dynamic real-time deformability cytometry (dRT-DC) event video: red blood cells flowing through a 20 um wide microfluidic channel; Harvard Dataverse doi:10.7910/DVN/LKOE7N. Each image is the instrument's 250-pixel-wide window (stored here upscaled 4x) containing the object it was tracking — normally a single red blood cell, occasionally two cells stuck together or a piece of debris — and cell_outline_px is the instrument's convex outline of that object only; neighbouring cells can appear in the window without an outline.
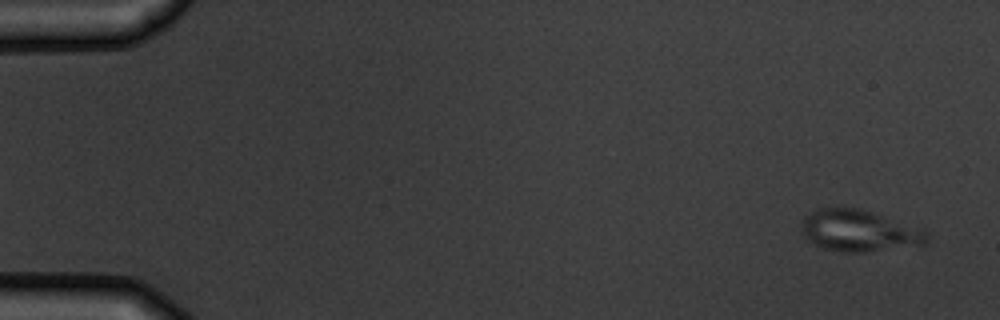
{"species": "common noctule bat (a hibernating species)", "species_latin": "Nyctalus noctula", "temperature_condition": "warm", "stored_images_in_passage": 5, "camera_frame_rate_fps": 3000, "um_per_image_px": 0.085, "animal": {"sex": "male", "body_mass_g": 19.5, "forearm_length_mm": 54.6}, "frame": {"image": 1, "passage_image": 1, "time_ms": 0.0, "image_size_px": [1000, 320], "cell_outline_px": [[928, 240], [924, 244], [868, 252], [840, 252], [820, 248], [812, 244], [804, 236], [800, 228], [800, 220], [804, 216], [816, 208], [840, 204], [860, 208], [924, 228], [928, 232]], "centroid_in_image_um": [72.96, 19.57], "position_along_channel_um": 12.0, "area_um2": 31.62}}